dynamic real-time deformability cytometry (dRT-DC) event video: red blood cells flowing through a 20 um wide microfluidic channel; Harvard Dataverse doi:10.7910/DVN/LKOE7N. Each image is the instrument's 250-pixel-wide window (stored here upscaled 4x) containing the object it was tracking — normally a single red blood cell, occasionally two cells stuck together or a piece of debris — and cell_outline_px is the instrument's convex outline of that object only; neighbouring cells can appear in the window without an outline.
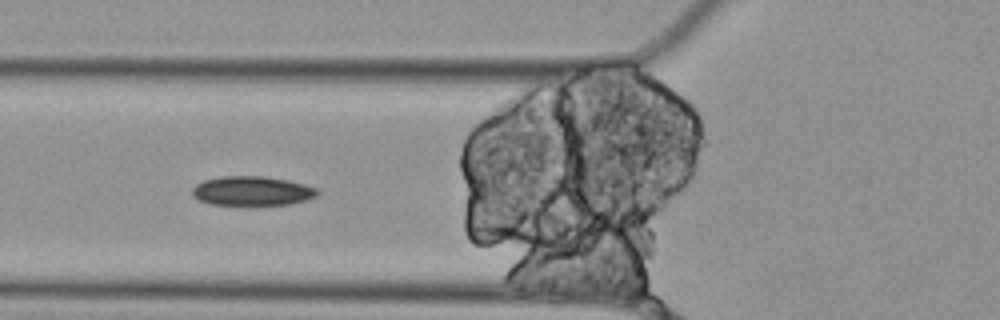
{"species": "Egyptian fruit bat (a non-hibernating species)", "species_latin": "Rousettus aegyptiacus", "temperature_condition": "cold", "stored_images_in_passage": 6, "camera_frame_rate_fps": 3000, "um_per_image_px": 0.085, "animal": {"sex": "female"}, "frame": {"image": 1, "passage_image": 5, "time_ms": 1.333, "image_size_px": [1000, 320], "cell_outline_px": [[320, 192], [316, 196], [292, 204], [208, 204], [192, 196], [192, 188], [196, 184], [204, 180], [224, 176], [264, 176], [288, 180], [304, 184], [316, 188]], "centroid_in_image_um": [21.42, 16.22], "position_along_channel_um": 104.4, "area_um2": 21.21}}